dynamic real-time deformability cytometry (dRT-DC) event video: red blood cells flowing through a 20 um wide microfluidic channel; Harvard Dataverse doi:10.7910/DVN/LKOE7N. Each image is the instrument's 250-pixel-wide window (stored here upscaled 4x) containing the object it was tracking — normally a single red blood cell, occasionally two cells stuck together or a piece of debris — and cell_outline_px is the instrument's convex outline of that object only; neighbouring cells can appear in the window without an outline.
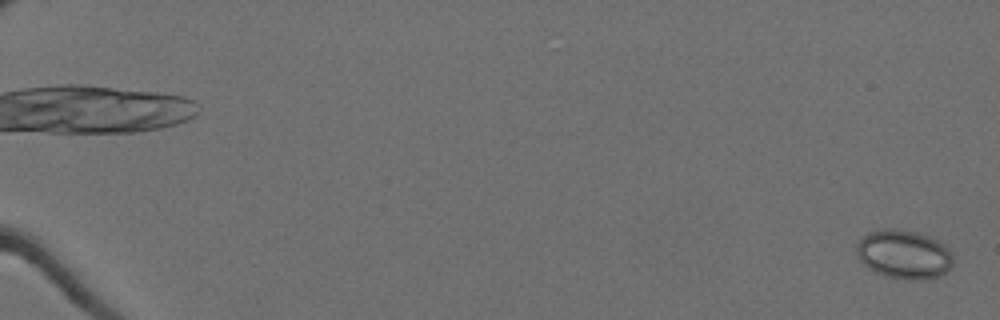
{"species": "Egyptian fruit bat (a non-hibernating species)", "species_latin": "Rousettus aegyptiacus", "temperature_condition": "cold", "stored_images_in_passage": 62, "camera_frame_rate_fps": 3000, "um_per_image_px": 0.085, "animal": {"sex": "female"}, "frame": {"image": 1, "passage_image": 2, "time_ms": 0.333, "image_size_px": [1000, 320], "cell_outline_px": [[952, 268], [940, 276], [920, 280], [908, 280], [888, 276], [876, 272], [868, 268], [860, 260], [856, 252], [856, 244], [868, 232], [884, 228], [896, 228], [916, 232], [928, 236], [944, 244], [952, 256]], "centroid_in_image_um": [76.83, 21.62], "position_along_channel_um": 8.2, "area_um2": 27.51}}
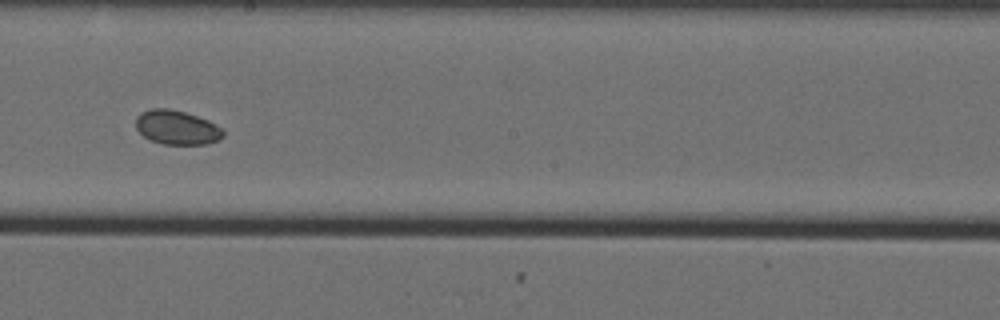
{"frame": {"image": 2, "passage_image": 39, "time_ms": 12.667, "image_size_px": [1000, 320], "cell_outline_px": [[224, 136], [220, 140], [208, 144], [164, 144], [152, 140], [144, 136], [136, 128], [136, 116], [140, 112], [152, 108], [168, 108], [184, 112], [208, 120], [224, 128]], "centroid_in_image_um": [15.06, 10.83], "position_along_channel_um": 233.1, "area_um2": 17.51}}
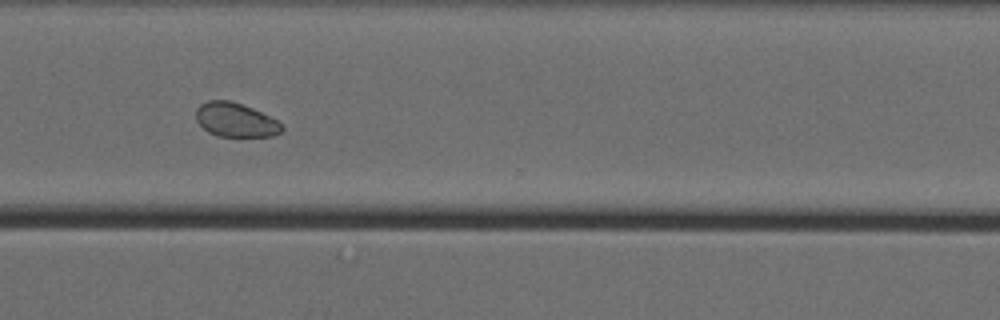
{"frame": {"image": 3, "passage_image": 49, "time_ms": 16.0, "image_size_px": [1000, 320], "cell_outline_px": [[284, 128], [280, 132], [272, 136], [216, 136], [208, 132], [196, 120], [196, 108], [200, 104], [208, 100], [228, 100], [252, 108], [276, 120]], "centroid_in_image_um": [19.98, 10.19], "position_along_channel_um": 350.6, "area_um2": 16.82}}